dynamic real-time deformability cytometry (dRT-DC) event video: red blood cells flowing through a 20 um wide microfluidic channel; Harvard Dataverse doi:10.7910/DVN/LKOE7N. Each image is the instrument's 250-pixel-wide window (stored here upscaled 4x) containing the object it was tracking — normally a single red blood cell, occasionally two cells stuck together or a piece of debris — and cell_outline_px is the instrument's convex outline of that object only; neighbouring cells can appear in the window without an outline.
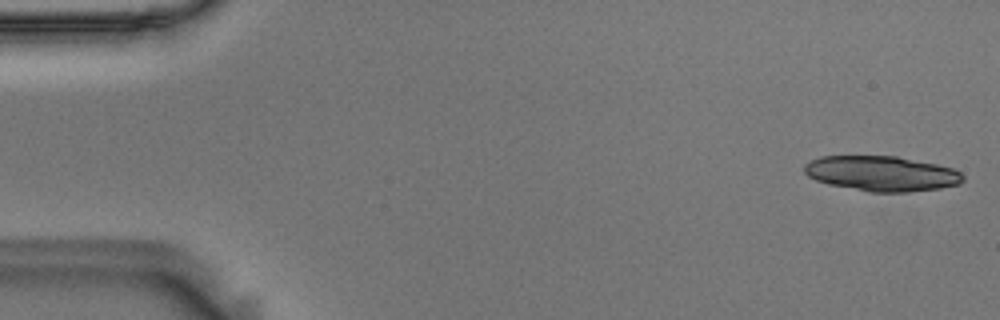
{"species": "Egyptian fruit bat (a non-hibernating species)", "species_latin": "Rousettus aegyptiacus", "temperature_condition": "room temperature", "stored_images_in_passage": 53, "camera_frame_rate_fps": 3000, "um_per_image_px": 0.085, "animal": {"sex": "male"}, "frame": {"image": 1, "passage_image": 1, "time_ms": 0.0, "image_size_px": [1000, 320], "cell_outline_px": [[964, 180], [960, 184], [940, 188], [908, 192], [868, 192], [828, 184], [816, 180], [808, 176], [804, 172], [804, 164], [820, 156], [896, 156], [936, 164], [952, 168], [960, 172], [964, 176]], "centroid_in_image_um": [74.94, 14.75], "position_along_channel_um": 10.1, "area_um2": 32.54}}
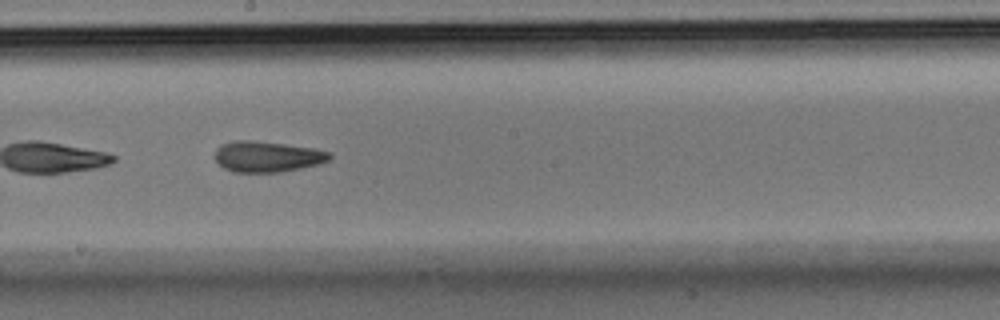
{"frame": {"image": 2, "passage_image": 30, "time_ms": 9.667, "image_size_px": [1000, 320], "cell_outline_px": [[332, 156], [328, 160], [320, 164], [280, 172], [232, 172], [224, 168], [212, 156], [216, 148], [220, 144], [236, 140], [248, 140], [284, 144], [316, 148], [332, 152]], "centroid_in_image_um": [22.7, 13.31], "position_along_channel_um": 225.5, "area_um2": 20.81}}
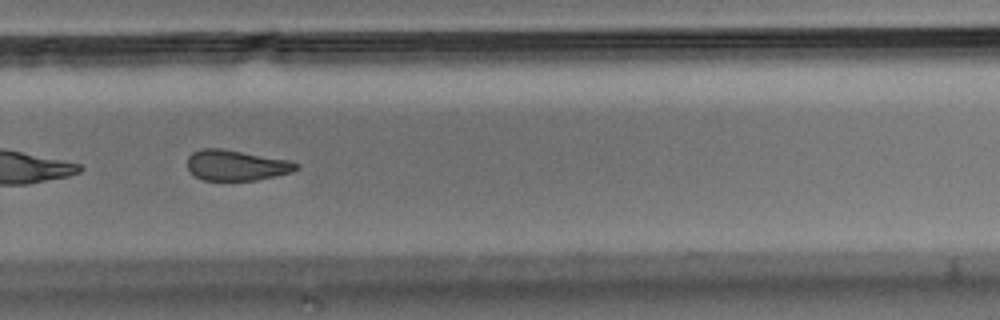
{"frame": {"image": 3, "passage_image": 37, "time_ms": 12.0, "image_size_px": [1000, 320], "cell_outline_px": [[300, 168], [292, 172], [256, 180], [204, 180], [196, 176], [188, 168], [188, 156], [192, 152], [200, 148], [220, 148], [288, 160], [300, 164]], "centroid_in_image_um": [20.09, 14.04], "position_along_channel_um": 309.7, "area_um2": 19.25}, "authors_computed_cell_mechanics": {"area_um2": 20.9814, "velocity_mm_per_s": 3.6301, "shape_relaxation_time_tau1_ms": null, "shape_relaxation_time_tau2_ms": 3.807, "deformation_change_tau1": null, "deformation_change_tau2": 0.1224}}